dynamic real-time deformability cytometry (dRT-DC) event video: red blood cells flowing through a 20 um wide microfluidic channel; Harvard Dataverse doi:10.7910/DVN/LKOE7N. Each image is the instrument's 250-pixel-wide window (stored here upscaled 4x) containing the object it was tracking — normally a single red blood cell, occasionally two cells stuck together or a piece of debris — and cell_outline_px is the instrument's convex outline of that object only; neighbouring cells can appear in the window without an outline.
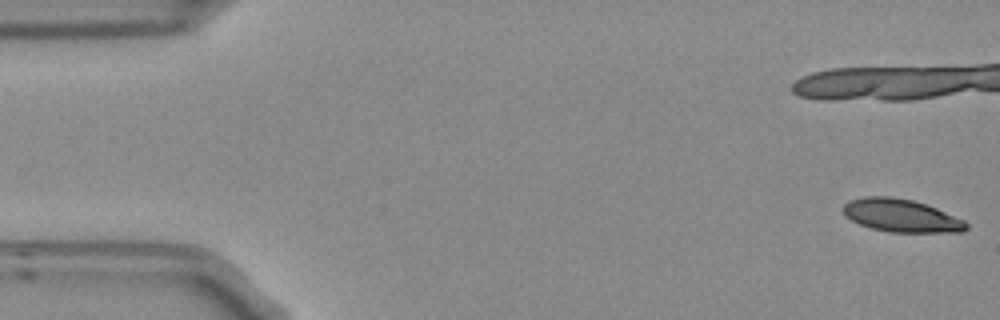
{"species": "Egyptian fruit bat (a non-hibernating species)", "species_latin": "Rousettus aegyptiacus", "temperature_condition": "room temperature", "stored_images_in_passage": 7, "camera_frame_rate_fps": 3000, "um_per_image_px": 0.085, "frame": {"image": 1, "passage_image": 1, "time_ms": 0.0, "image_size_px": [1000, 320], "cell_outline_px": [[968, 228], [964, 232], [892, 232], [872, 228], [860, 224], [844, 216], [840, 208], [848, 200], [864, 196], [892, 196], [912, 200], [936, 208], [964, 220], [968, 224]], "centroid_in_image_um": [76.56, 18.31], "position_along_channel_um": 8.4, "area_um2": 23.7}}
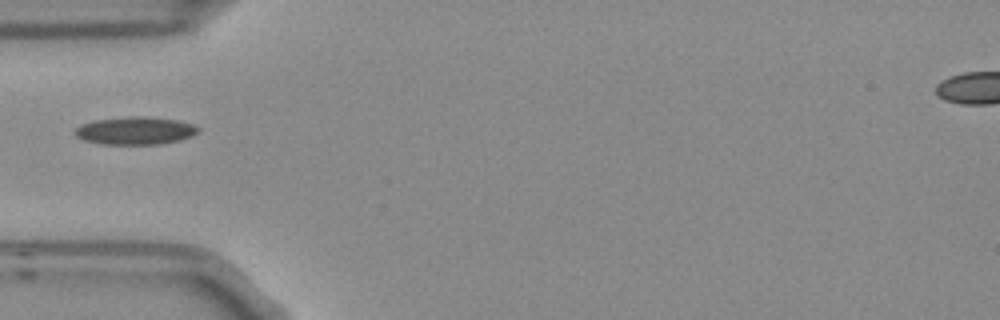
{"frame": {"image": 2, "passage_image": 6, "time_ms": 1.667, "image_size_px": [1000, 320], "cell_outline_px": [[200, 132], [192, 136], [180, 140], [160, 144], [100, 144], [84, 140], [76, 136], [72, 132], [80, 124], [96, 120], [128, 116], [144, 116], [176, 120], [192, 124], [200, 128]], "centroid_in_image_um": [11.49, 11.11], "position_along_channel_um": 73.5, "area_um2": 20.06}}